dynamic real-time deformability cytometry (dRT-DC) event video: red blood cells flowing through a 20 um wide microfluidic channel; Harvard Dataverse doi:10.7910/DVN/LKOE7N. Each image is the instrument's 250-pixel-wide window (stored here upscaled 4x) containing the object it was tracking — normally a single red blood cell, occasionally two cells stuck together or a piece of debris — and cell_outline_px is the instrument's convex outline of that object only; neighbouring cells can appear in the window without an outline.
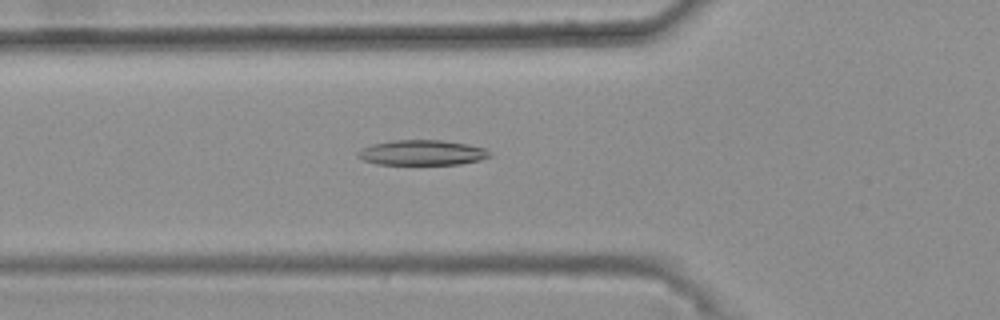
{"species": "common noctule bat (a hibernating species)", "species_latin": "Nyctalus noctula", "temperature_condition": "warm", "stored_images_in_passage": 49, "camera_frame_rate_fps": 3000, "um_per_image_px": 0.085, "animal": {"sex": "female", "body_mass_g": 25.1}, "frame": {"image": 1, "passage_image": 20, "time_ms": 6.333, "image_size_px": [1000, 320], "cell_outline_px": [[492, 156], [480, 160], [460, 164], [376, 164], [364, 160], [356, 156], [356, 152], [372, 144], [392, 140], [440, 140], [468, 144], [484, 148], [492, 152]], "centroid_in_image_um": [35.9, 12.97], "position_along_channel_um": 89.9, "area_um2": 19.36}}
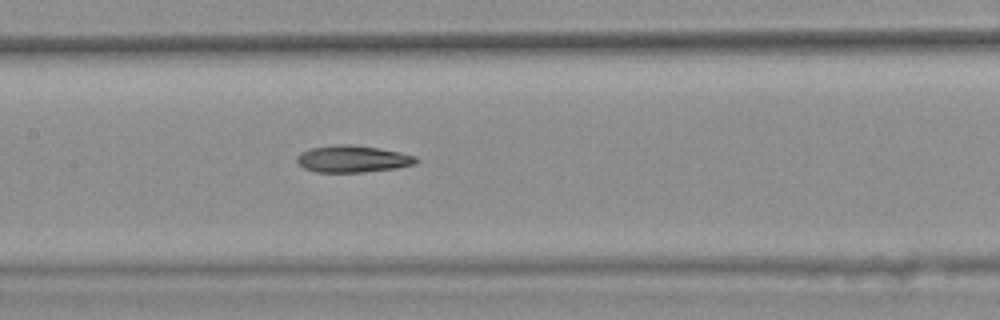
{"frame": {"image": 2, "passage_image": 27, "time_ms": 8.667, "image_size_px": [1000, 320], "cell_outline_px": [[420, 160], [416, 164], [396, 168], [360, 172], [316, 172], [304, 168], [296, 160], [296, 156], [300, 152], [312, 148], [336, 144], [352, 144], [380, 148], [400, 152], [416, 156]], "centroid_in_image_um": [29.99, 13.5], "position_along_channel_um": 177.4, "area_um2": 18.79}}
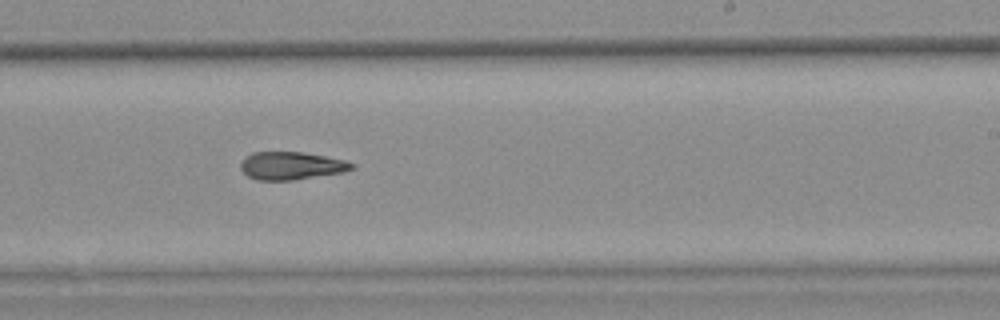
{"frame": {"image": 3, "passage_image": 34, "time_ms": 11.0, "image_size_px": [1000, 320], "cell_outline_px": [[356, 168], [340, 172], [292, 180], [256, 180], [248, 176], [240, 168], [240, 160], [244, 156], [252, 152], [304, 152], [344, 160], [356, 164]], "centroid_in_image_um": [24.71, 14.07], "position_along_channel_um": 264.3, "area_um2": 18.03}}